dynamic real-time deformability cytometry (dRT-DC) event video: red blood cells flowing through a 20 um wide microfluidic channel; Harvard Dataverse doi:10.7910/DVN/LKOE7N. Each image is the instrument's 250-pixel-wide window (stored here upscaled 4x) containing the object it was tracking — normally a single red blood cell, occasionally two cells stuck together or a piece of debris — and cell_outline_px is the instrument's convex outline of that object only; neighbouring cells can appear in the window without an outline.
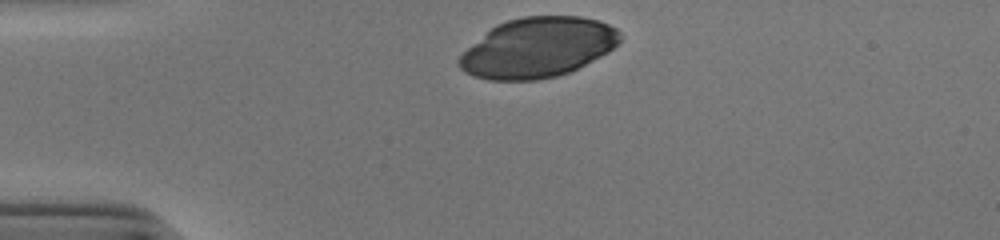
{"species": "human", "species_latin": "Homo sapiens", "temperature_condition": "cold", "stored_images_in_passage": 31, "camera_frame_rate_fps": 3000, "um_per_image_px": 0.085, "donor": {"sex": "male"}, "frame": {"image": 1, "passage_image": 1, "time_ms": 0.0, "image_size_px": [1000, 240], "cell_outline_px": [[620, 40], [608, 52], [568, 72], [556, 76], [536, 80], [488, 80], [472, 76], [464, 72], [456, 64], [456, 60], [468, 48], [496, 24], [508, 20], [524, 16], [580, 16], [596, 20], [608, 24], [616, 28], [620, 32]], "centroid_in_image_um": [45.68, 4.05], "position_along_channel_um": 39.3, "area_um2": 55.78}}